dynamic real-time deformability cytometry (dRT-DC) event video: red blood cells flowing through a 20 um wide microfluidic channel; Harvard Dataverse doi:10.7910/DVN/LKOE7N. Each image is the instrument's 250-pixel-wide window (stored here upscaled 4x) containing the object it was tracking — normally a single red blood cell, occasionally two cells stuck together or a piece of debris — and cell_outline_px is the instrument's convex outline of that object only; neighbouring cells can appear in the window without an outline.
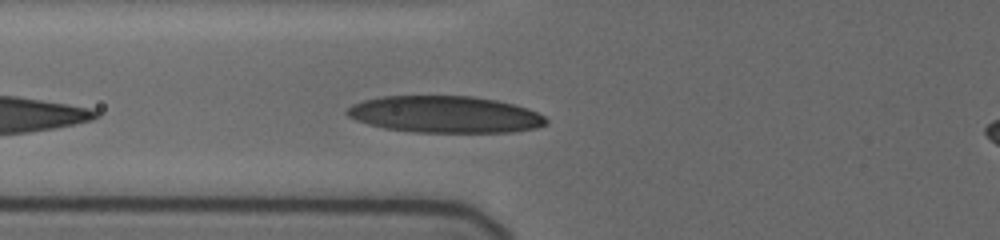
{"species": "human", "species_latin": "Homo sapiens", "temperature_condition": "cold", "stored_images_in_passage": 22, "camera_frame_rate_fps": 3000, "um_per_image_px": 0.085, "donor": {"sex": "female"}, "frame": {"image": 1, "passage_image": 8, "time_ms": 4.333, "image_size_px": [1000, 240], "cell_outline_px": [[548, 124], [536, 128], [512, 132], [416, 132], [384, 128], [368, 124], [356, 120], [348, 116], [344, 112], [352, 104], [364, 100], [380, 96], [472, 96], [496, 100], [528, 108], [544, 116], [548, 120]], "centroid_in_image_um": [37.82, 9.72], "position_along_channel_um": 88.0, "area_um2": 42.71}}
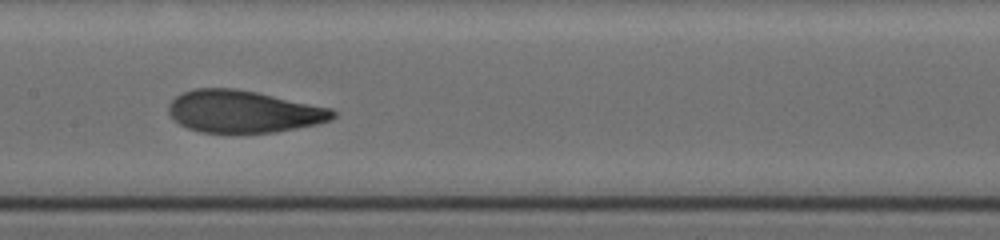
{"frame": {"image": 2, "passage_image": 14, "time_ms": 7.0, "image_size_px": [1000, 240], "cell_outline_px": [[336, 116], [332, 120], [316, 124], [276, 132], [200, 132], [188, 128], [180, 124], [168, 112], [168, 104], [176, 96], [184, 92], [196, 88], [236, 88], [256, 92], [332, 108], [336, 112]], "centroid_in_image_um": [20.71, 9.47], "position_along_channel_um": 186.7, "area_um2": 40.23}}
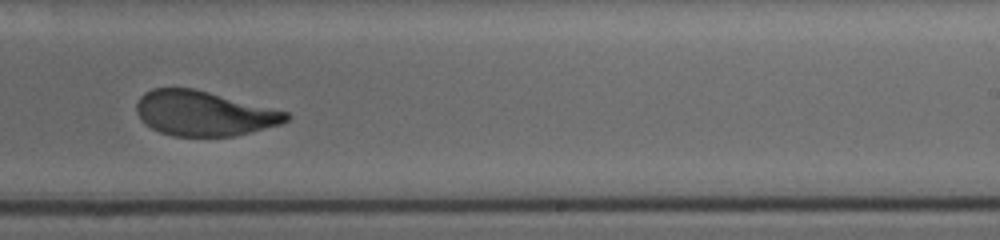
{"frame": {"image": 3, "passage_image": 20, "time_ms": 9.333, "image_size_px": [1000, 240], "cell_outline_px": [[288, 120], [280, 124], [232, 136], [172, 136], [160, 132], [152, 128], [140, 120], [136, 112], [136, 104], [140, 96], [144, 92], [152, 88], [192, 88], [288, 112]], "centroid_in_image_um": [17.26, 9.64], "position_along_channel_um": 271.7, "area_um2": 38.73}}